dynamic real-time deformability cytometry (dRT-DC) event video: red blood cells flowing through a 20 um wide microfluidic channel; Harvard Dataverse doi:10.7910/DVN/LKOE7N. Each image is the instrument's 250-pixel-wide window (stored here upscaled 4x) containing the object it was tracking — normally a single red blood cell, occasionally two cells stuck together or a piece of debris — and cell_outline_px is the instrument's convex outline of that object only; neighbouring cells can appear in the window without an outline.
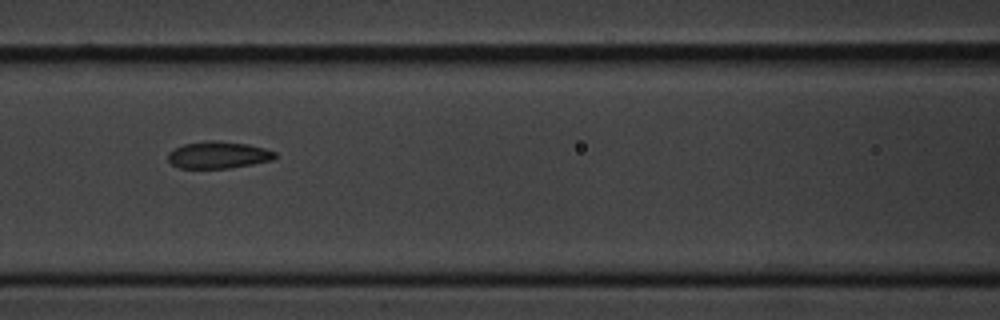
{"species": "common noctule bat (a hibernating species)", "species_latin": "Nyctalus noctula", "temperature_condition": "cold", "stored_images_in_passage": 6, "camera_frame_rate_fps": 3000, "um_per_image_px": 0.085, "animal": {"sex": "male", "body_mass_g": 20.1, "forearm_length_mm": 53.5}, "frame": {"image": 1, "passage_image": 3, "time_ms": 2.333, "image_size_px": [1000, 320], "cell_outline_px": [[276, 156], [272, 160], [252, 164], [228, 168], [180, 168], [172, 164], [168, 160], [168, 152], [184, 144], [208, 140], [216, 140], [248, 144], [264, 148], [276, 152]], "centroid_in_image_um": [18.55, 13.16], "position_along_channel_um": 148.0, "area_um2": 16.76}}
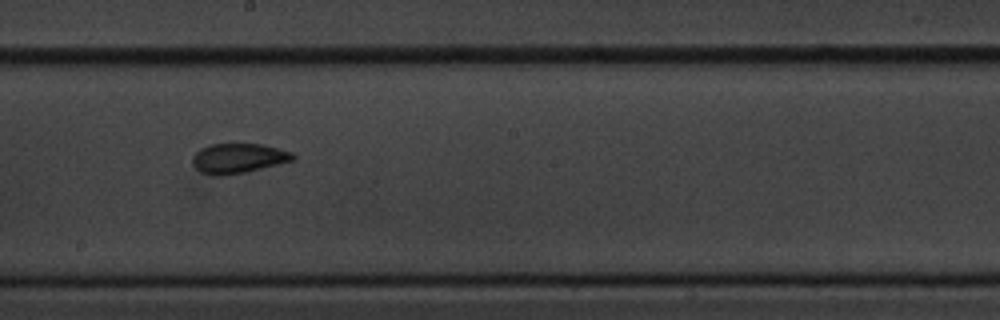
{"frame": {"image": 2, "passage_image": 5, "time_ms": 4.667, "image_size_px": [1000, 320], "cell_outline_px": [[296, 160], [244, 172], [220, 176], [216, 176], [200, 172], [192, 164], [192, 156], [200, 148], [208, 144], [264, 144], [292, 152], [296, 156]], "centroid_in_image_um": [20.25, 13.45], "position_along_channel_um": 228.0, "area_um2": 17.57}}
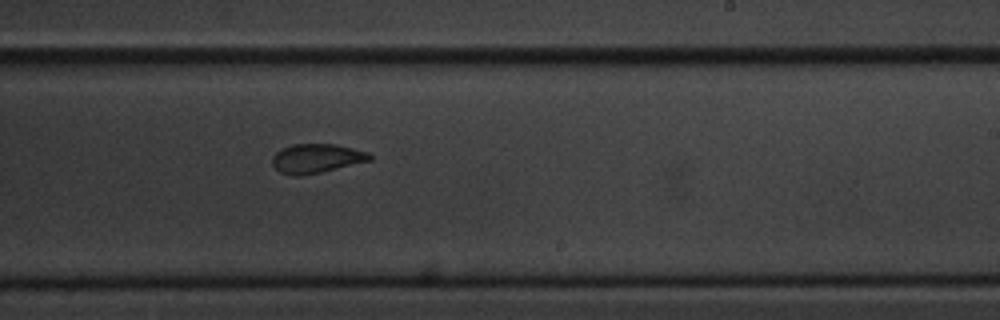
{"frame": {"image": 3, "passage_image": 6, "time_ms": 5.667, "image_size_px": [1000, 320], "cell_outline_px": [[372, 160], [320, 172], [300, 176], [292, 176], [280, 172], [272, 164], [272, 156], [276, 152], [292, 144], [336, 144], [368, 152], [372, 156]], "centroid_in_image_um": [26.89, 13.46], "position_along_channel_um": 262.1, "area_um2": 16.47}}